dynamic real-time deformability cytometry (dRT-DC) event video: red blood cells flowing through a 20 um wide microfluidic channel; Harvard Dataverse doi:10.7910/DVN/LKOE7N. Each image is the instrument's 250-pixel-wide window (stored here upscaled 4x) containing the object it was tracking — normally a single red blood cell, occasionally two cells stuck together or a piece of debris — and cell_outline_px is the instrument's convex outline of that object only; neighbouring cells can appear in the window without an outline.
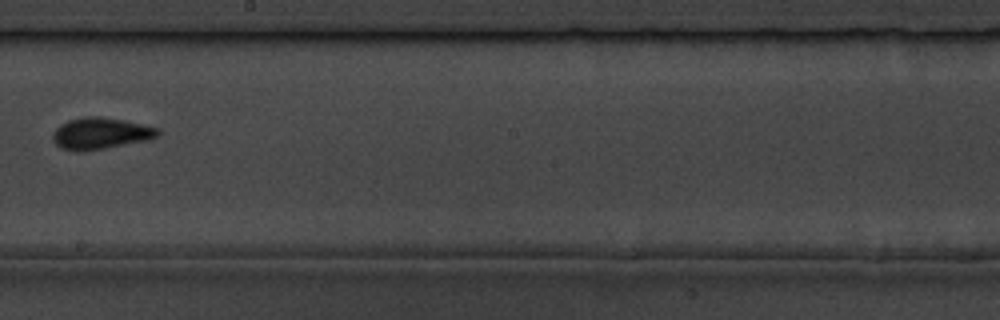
{"species": "common noctule bat (a hibernating species)", "species_latin": "Nyctalus noctula", "temperature_condition": "room temperature", "stored_images_in_passage": 7, "camera_frame_rate_fps": 3000, "um_per_image_px": 0.085, "animal": {"sex": "male", "body_mass_g": 19.5, "forearm_length_mm": 54.6}, "frame": {"image": 1, "passage_image": 6, "time_ms": 5.667, "image_size_px": [1000, 320], "cell_outline_px": [[160, 132], [156, 136], [144, 140], [100, 148], [60, 148], [56, 144], [52, 136], [52, 132], [60, 124], [68, 120], [84, 116], [100, 116], [124, 120], [144, 124], [160, 128]], "centroid_in_image_um": [8.55, 11.27], "position_along_channel_um": 239.6, "area_um2": 18.5}}